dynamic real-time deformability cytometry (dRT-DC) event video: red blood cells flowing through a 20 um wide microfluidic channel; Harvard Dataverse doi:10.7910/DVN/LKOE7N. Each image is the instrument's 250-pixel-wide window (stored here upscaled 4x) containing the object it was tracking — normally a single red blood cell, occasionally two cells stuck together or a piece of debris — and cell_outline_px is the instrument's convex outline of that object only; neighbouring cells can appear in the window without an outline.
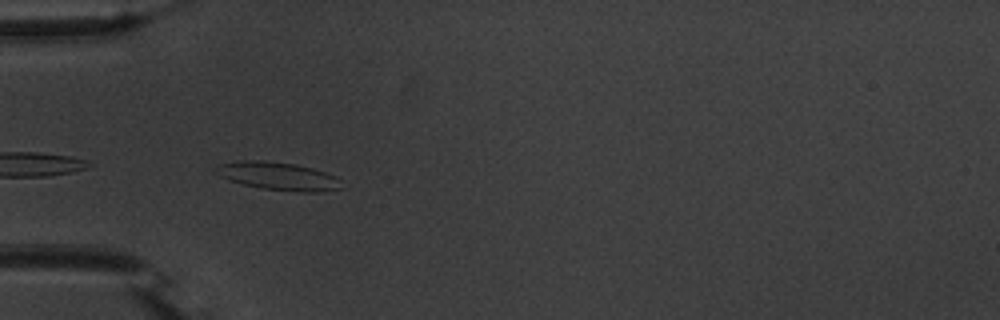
{"species": "common noctule bat (a hibernating species)", "species_latin": "Nyctalus noctula", "temperature_condition": "warm", "stored_images_in_passage": 9, "camera_frame_rate_fps": 3000, "um_per_image_px": 0.085, "animal": {"sex": "male", "body_mass_g": 20.1, "forearm_length_mm": 53.5}, "frame": {"image": 1, "passage_image": 1, "time_ms": 0.0, "image_size_px": [1000, 320], "cell_outline_px": [[340, 188], [316, 192], [296, 192], [260, 188], [228, 180], [212, 172], [212, 168], [216, 164], [236, 160], [264, 160], [296, 164], [312, 168], [336, 176], [340, 180]], "centroid_in_image_um": [23.54, 14.95], "position_along_channel_um": 61.5, "area_um2": 20.81}}